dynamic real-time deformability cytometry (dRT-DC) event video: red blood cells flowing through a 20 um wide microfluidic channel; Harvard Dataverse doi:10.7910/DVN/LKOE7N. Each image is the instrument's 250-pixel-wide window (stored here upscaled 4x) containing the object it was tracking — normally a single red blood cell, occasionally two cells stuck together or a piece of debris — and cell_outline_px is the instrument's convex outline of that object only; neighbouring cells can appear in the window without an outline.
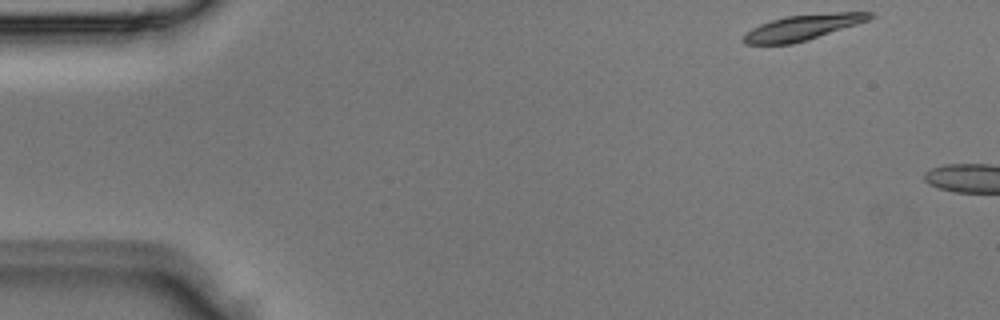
{"species": "Egyptian fruit bat (a non-hibernating species)", "species_latin": "Rousettus aegyptiacus", "temperature_condition": "room temperature", "stored_images_in_passage": 2, "camera_frame_rate_fps": 3000, "um_per_image_px": 0.085, "animal": {"sex": "male"}, "frame": {"image": 1, "passage_image": 1, "time_ms": 0.0, "image_size_px": [1000, 320], "cell_outline_px": [[872, 16], [868, 20], [856, 24], [792, 44], [744, 44], [740, 40], [752, 28], [760, 24], [784, 16], [836, 12], [872, 12]], "centroid_in_image_um": [68.16, 2.32], "position_along_channel_um": 16.8, "area_um2": 18.32}}